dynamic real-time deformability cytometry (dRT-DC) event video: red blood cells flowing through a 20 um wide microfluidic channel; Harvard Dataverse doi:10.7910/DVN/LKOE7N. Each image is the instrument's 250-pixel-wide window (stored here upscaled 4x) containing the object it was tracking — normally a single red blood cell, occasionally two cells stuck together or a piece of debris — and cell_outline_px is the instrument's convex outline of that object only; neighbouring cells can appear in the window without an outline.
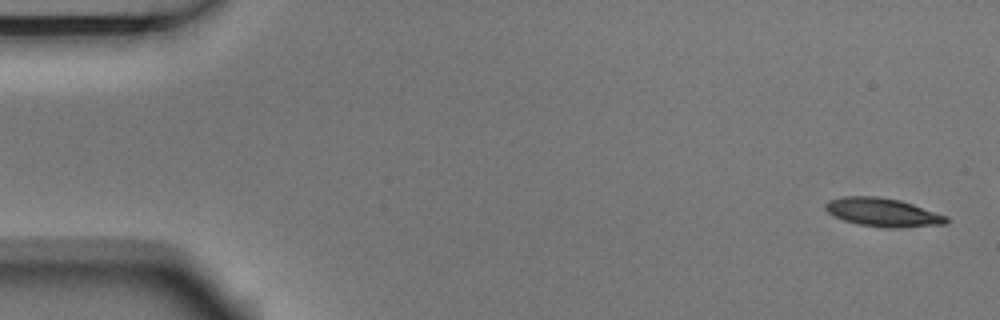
{"species": "Egyptian fruit bat (a non-hibernating species)", "species_latin": "Rousettus aegyptiacus", "temperature_condition": "room temperature", "stored_images_in_passage": 5, "camera_frame_rate_fps": 3000, "um_per_image_px": 0.085, "animal": {"sex": "male"}, "frame": {"image": 1, "passage_image": 1, "time_ms": 0.0, "image_size_px": [1000, 320], "cell_outline_px": [[948, 224], [896, 228], [884, 228], [860, 224], [844, 220], [828, 212], [824, 208], [824, 204], [828, 200], [844, 196], [880, 196], [900, 200], [948, 216]], "centroid_in_image_um": [75.05, 18.04], "position_along_channel_um": 9.9, "area_um2": 20.11}}